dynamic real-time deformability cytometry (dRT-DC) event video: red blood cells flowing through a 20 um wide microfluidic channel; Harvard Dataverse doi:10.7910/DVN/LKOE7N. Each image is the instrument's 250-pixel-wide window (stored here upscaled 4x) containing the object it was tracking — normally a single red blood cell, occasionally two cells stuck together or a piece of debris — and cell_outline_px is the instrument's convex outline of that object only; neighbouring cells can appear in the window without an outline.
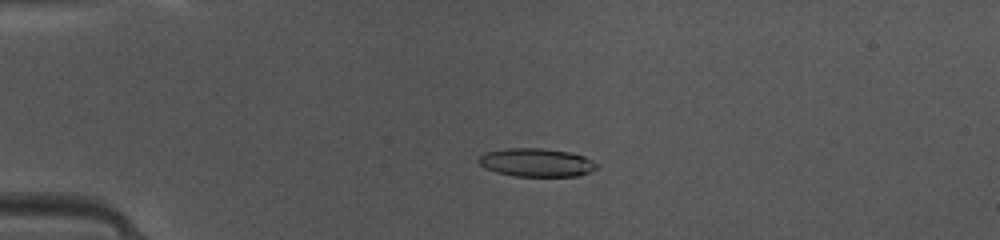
{"species": "common noctule bat (a hibernating species)", "species_latin": "Nyctalus noctula", "temperature_condition": "warm", "stored_images_in_passage": 48, "camera_frame_rate_fps": 3000, "um_per_image_px": 0.085, "animal": {"sex": "female", "body_mass_g": 10.0, "forearm_length_mm": 53.1}, "frame": {"image": 1, "passage_image": 12, "time_ms": 3.667, "image_size_px": [1000, 240], "cell_outline_px": [[596, 168], [580, 176], [516, 176], [496, 172], [484, 168], [476, 160], [484, 152], [508, 148], [540, 148], [568, 152], [584, 156], [592, 160], [596, 164]], "centroid_in_image_um": [45.55, 13.81], "position_along_channel_um": 39.4, "area_um2": 19.42}}
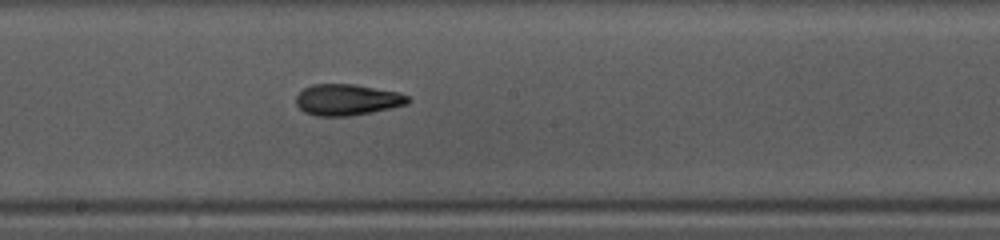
{"frame": {"image": 2, "passage_image": 27, "time_ms": 8.667, "image_size_px": [1000, 240], "cell_outline_px": [[412, 100], [408, 104], [392, 108], [352, 116], [316, 116], [304, 112], [296, 104], [296, 96], [304, 88], [312, 84], [356, 84], [400, 92], [408, 96]], "centroid_in_image_um": [29.54, 8.48], "position_along_channel_um": 218.7, "area_um2": 20.63}}
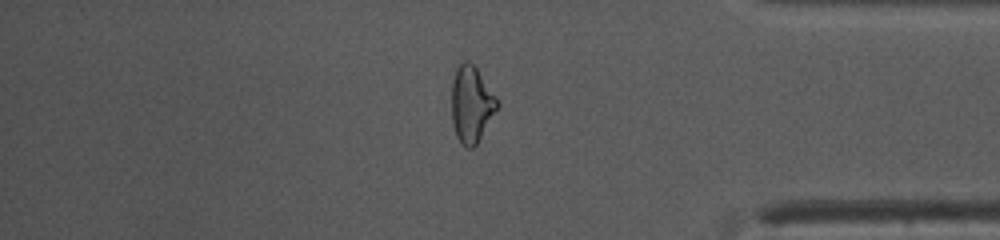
{"frame": {"image": 3, "passage_image": 41, "time_ms": 13.333, "image_size_px": [1000, 240], "cell_outline_px": [[500, 104], [476, 144], [472, 148], [468, 148], [460, 144], [456, 136], [452, 120], [452, 80], [456, 68], [464, 60], [468, 60], [476, 68]], "centroid_in_image_um": [40.04, 8.87], "position_along_channel_um": 395.2, "area_um2": 20.0}, "authors_computed_cell_mechanics": {"area_um2": 19.9988, "velocity_mm_per_s": 4.185, "shape_relaxation_time_tau1_ms": 6.6467, "shape_relaxation_time_tau2_ms": 2.0655, "deformation_change_tau1": 0.1862, "deformation_change_tau2": 0.0943}}